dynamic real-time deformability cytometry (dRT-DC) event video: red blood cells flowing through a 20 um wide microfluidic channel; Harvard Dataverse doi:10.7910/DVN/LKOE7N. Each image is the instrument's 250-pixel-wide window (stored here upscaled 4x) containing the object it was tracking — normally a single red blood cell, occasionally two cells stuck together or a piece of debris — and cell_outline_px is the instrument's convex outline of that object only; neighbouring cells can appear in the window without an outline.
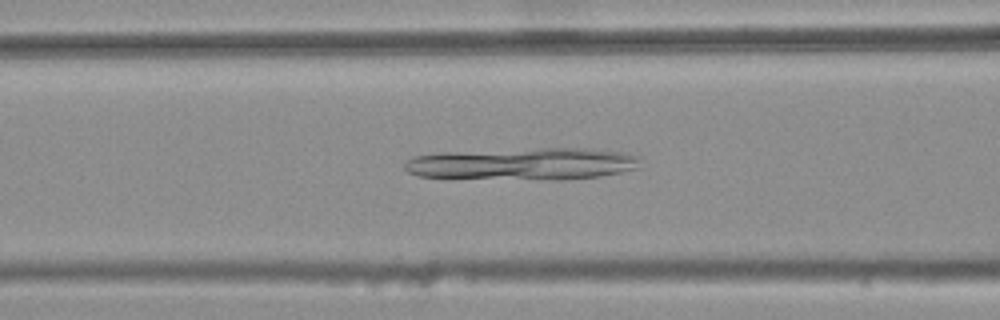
{"species": "common noctule bat (a hibernating species)", "species_latin": "Nyctalus noctula", "temperature_condition": "warm", "stored_images_in_passage": 46, "camera_frame_rate_fps": 3000, "um_per_image_px": 0.085, "animal": {"sex": "female", "body_mass_g": 25.1}, "frame": {"image": 1, "passage_image": 21, "time_ms": 6.667, "image_size_px": [1000, 320], "cell_outline_px": [[640, 168], [600, 176], [564, 180], [556, 180], [420, 176], [408, 172], [404, 168], [404, 164], [412, 156], [444, 152], [540, 148], [592, 148], [624, 152], [640, 156]], "centroid_in_image_um": [44.54, 13.92], "position_along_channel_um": 122.1, "area_um2": 44.33}}
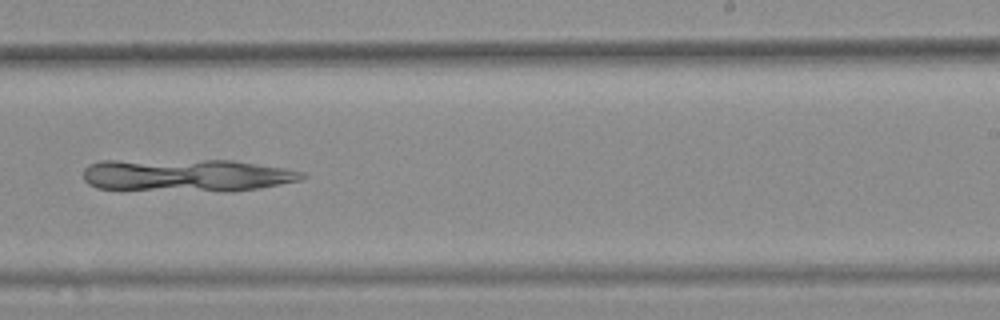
{"frame": {"image": 2, "passage_image": 33, "time_ms": 10.667, "image_size_px": [1000, 320], "cell_outline_px": [[308, 176], [300, 180], [260, 188], [232, 192], [120, 192], [96, 188], [88, 184], [84, 180], [84, 168], [88, 164], [100, 160], [232, 160], [284, 168], [304, 172]], "centroid_in_image_um": [15.75, 14.94], "position_along_channel_um": 273.3, "area_um2": 43.58}}
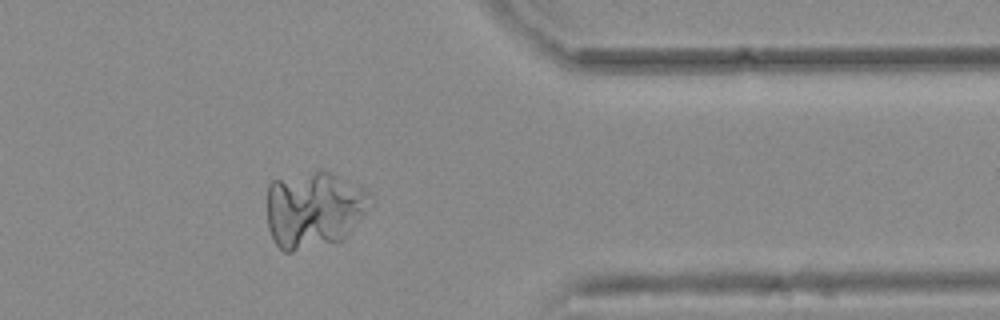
{"frame": {"image": 3, "passage_image": 43, "time_ms": 14.0, "image_size_px": [1000, 320], "cell_outline_px": [[376, 200], [344, 240], [292, 252], [284, 252], [276, 244], [268, 228], [268, 184], [272, 180], [316, 172], [332, 172], [364, 188]], "centroid_in_image_um": [26.73, 17.83], "position_along_channel_um": 384.7, "area_um2": 46.3}}